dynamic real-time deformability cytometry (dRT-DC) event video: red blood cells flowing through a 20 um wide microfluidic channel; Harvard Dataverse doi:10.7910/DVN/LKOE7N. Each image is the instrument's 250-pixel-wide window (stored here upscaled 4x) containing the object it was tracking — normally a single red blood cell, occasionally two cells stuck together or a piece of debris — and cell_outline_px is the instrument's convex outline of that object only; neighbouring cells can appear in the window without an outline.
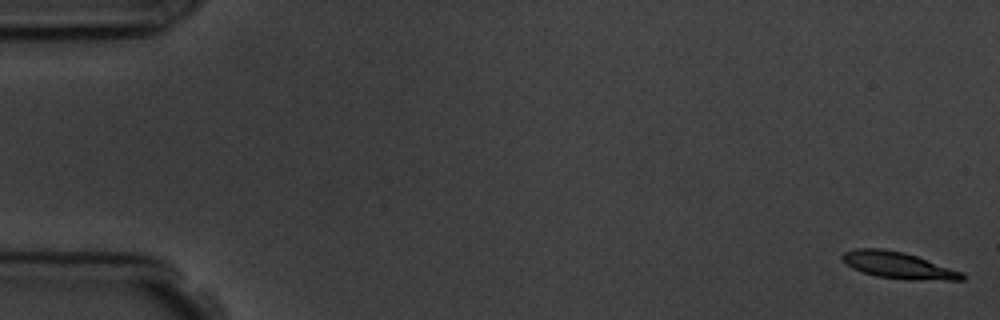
{"species": "common noctule bat (a hibernating species)", "species_latin": "Nyctalus noctula", "temperature_condition": "room temperature", "stored_images_in_passage": 6, "camera_frame_rate_fps": 3000, "um_per_image_px": 0.085, "animal": {"sex": "male", "body_mass_g": 19.5, "forearm_length_mm": 54.6}, "frame": {"image": 1, "passage_image": 1, "time_ms": 0.0, "image_size_px": [1000, 320], "cell_outline_px": [[964, 280], [904, 280], [876, 276], [852, 268], [840, 256], [844, 252], [856, 248], [884, 248], [904, 252], [964, 272]], "centroid_in_image_um": [76.37, 22.55], "position_along_channel_um": 8.6, "area_um2": 18.61}}